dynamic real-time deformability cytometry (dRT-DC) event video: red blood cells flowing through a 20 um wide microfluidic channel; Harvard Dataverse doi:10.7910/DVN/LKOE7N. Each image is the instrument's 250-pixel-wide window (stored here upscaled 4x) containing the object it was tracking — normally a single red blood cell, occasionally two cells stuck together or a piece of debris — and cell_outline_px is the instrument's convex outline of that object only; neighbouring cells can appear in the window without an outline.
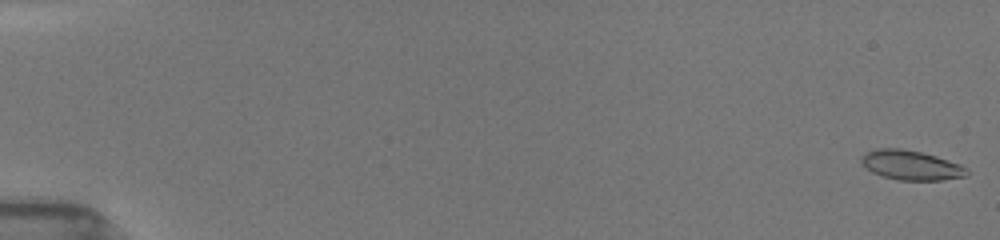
{"species": "common noctule bat (a hibernating species)", "species_latin": "Nyctalus noctula", "temperature_condition": "room temperature", "stored_images_in_passage": 53, "camera_frame_rate_fps": 3000, "um_per_image_px": 0.085, "animal": {"sex": "female", "body_mass_g": 19.5, "forearm_length_mm": 54.1}, "frame": {"image": 1, "passage_image": 1, "time_ms": 0.0, "image_size_px": [1000, 240], "cell_outline_px": [[968, 176], [944, 180], [896, 180], [872, 172], [860, 160], [860, 156], [876, 148], [900, 148], [920, 152], [936, 156], [960, 164], [968, 168]], "centroid_in_image_um": [77.47, 14.04], "position_along_channel_um": 7.5, "area_um2": 18.15}}
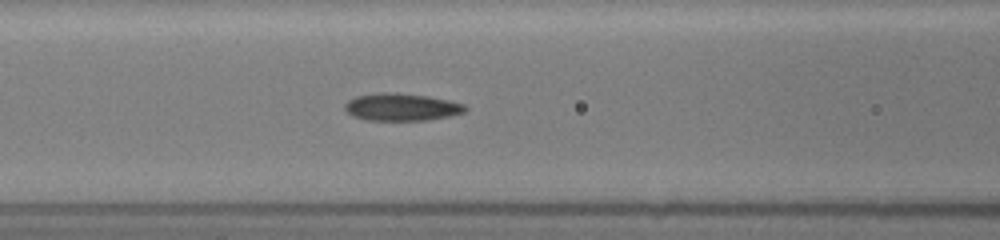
{"frame": {"image": 2, "passage_image": 29, "time_ms": 7.667, "image_size_px": [1000, 240], "cell_outline_px": [[468, 108], [464, 112], [448, 116], [428, 120], [364, 120], [352, 116], [344, 108], [344, 104], [348, 100], [356, 96], [380, 92], [396, 92], [428, 96], [448, 100], [464, 104]], "centroid_in_image_um": [34.1, 9.09], "position_along_channel_um": 132.5, "area_um2": 19.31}}
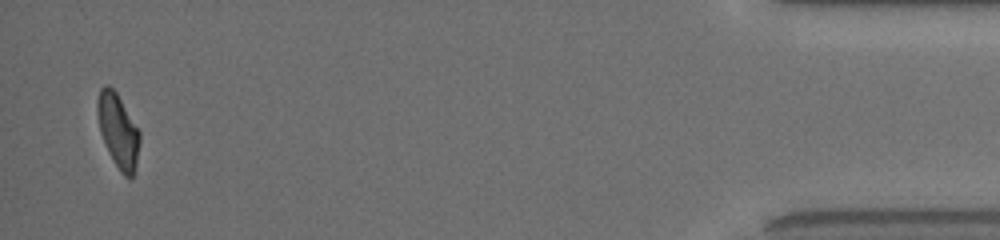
{"frame": {"image": 3, "passage_image": 53, "time_ms": 17.0, "image_size_px": [1000, 240], "cell_outline_px": [[140, 140], [136, 168], [132, 176], [128, 180], [120, 172], [112, 160], [108, 152], [100, 132], [96, 112], [96, 100], [100, 88], [104, 84], [108, 84], [116, 92], [140, 132]], "centroid_in_image_um": [10.02, 11.12], "position_along_channel_um": 425.2, "area_um2": 18.44}, "authors_computed_cell_mechanics": {"area_um2": 18.6694, "velocity_mm_per_s": 3.9476, "shape_relaxation_time_tau1_ms": null, "shape_relaxation_time_tau2_ms": 2.1582, "deformation_change_tau1": null, "deformation_change_tau2": 0.0909}}